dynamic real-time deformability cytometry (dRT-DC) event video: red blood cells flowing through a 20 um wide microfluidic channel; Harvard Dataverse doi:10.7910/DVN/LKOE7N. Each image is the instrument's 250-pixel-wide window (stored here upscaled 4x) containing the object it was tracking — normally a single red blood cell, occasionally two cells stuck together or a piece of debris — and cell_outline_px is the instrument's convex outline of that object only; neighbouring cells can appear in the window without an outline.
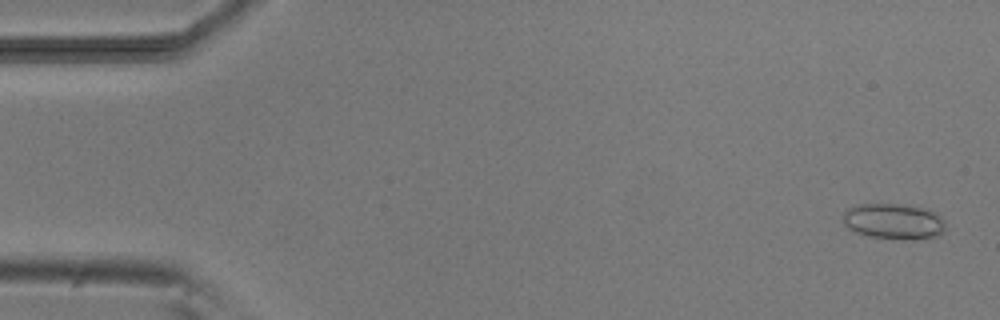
{"species": "common noctule bat (a hibernating species)", "species_latin": "Nyctalus noctula", "temperature_condition": "room temperature", "stored_images_in_passage": 4, "camera_frame_rate_fps": 3000, "um_per_image_px": 0.085, "animal": {"sex": "male", "body_mass_g": 20.5, "forearm_length_mm": 52.5}, "frame": {"image": 1, "passage_image": 1, "time_ms": 0.0, "image_size_px": [1000, 320], "cell_outline_px": [[944, 232], [936, 236], [912, 240], [868, 236], [852, 232], [844, 224], [844, 212], [848, 208], [856, 204], [896, 204], [928, 208], [936, 212], [944, 220]], "centroid_in_image_um": [75.96, 18.81], "position_along_channel_um": 9.0, "area_um2": 21.5}}